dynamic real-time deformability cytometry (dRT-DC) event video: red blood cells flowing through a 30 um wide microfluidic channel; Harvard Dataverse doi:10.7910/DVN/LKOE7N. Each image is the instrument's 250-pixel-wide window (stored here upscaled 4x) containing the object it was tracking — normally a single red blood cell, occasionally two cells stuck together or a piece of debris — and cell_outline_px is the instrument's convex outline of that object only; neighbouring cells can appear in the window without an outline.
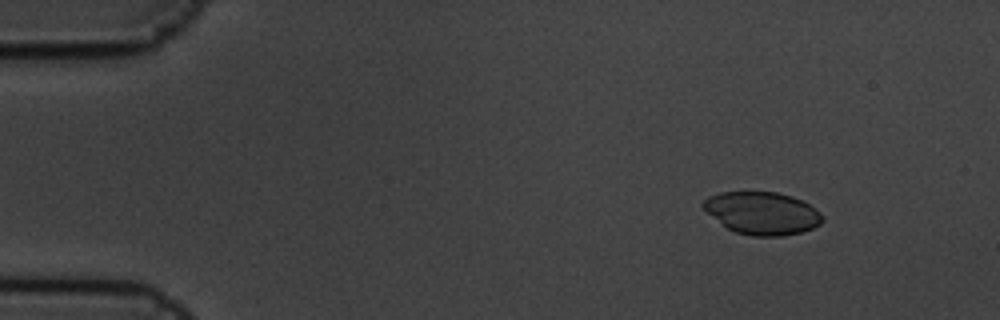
{"species": "common noctule bat (a hibernating species)", "species_latin": "Nyctalus noctula", "temperature_condition": "cold", "stored_images_in_passage": 5, "camera_frame_rate_fps": 3000, "um_per_image_px": 0.085, "animal": {"sex": "male", "body_mass_g": 19.5, "forearm_length_mm": 54.6}, "frame": {"image": 1, "passage_image": 2, "time_ms": 0.333, "image_size_px": [1000, 320], "cell_outline_px": [[824, 220], [820, 224], [812, 228], [800, 232], [784, 236], [752, 236], [736, 232], [728, 228], [708, 212], [700, 204], [708, 196], [720, 192], [776, 192], [792, 196], [808, 204], [820, 212], [824, 216]], "centroid_in_image_um": [64.8, 18.11], "position_along_channel_um": 20.2, "area_um2": 29.36}}